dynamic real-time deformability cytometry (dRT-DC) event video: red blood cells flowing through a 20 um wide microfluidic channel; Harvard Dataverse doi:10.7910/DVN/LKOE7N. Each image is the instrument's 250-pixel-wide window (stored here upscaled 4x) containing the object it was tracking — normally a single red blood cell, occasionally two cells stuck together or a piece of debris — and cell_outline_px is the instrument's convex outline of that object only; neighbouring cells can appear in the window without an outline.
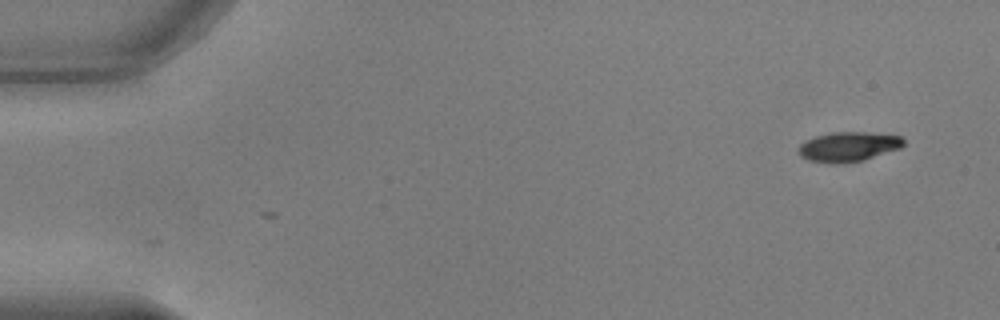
{"species": "common noctule bat (a hibernating species)", "species_latin": "Nyctalus noctula", "temperature_condition": "warm", "stored_images_in_passage": 2, "camera_frame_rate_fps": 3000, "um_per_image_px": 0.085, "animal": {"sex": "male", "body_mass_g": 17.9, "forearm_length_mm": 54.2}, "frame": {"image": 1, "passage_image": 1, "time_ms": 0.0, "image_size_px": [1000, 320], "cell_outline_px": [[904, 144], [900, 148], [864, 160], [840, 164], [828, 164], [808, 160], [800, 156], [800, 144], [804, 140], [816, 136], [832, 132], [868, 132], [900, 136], [904, 140]], "centroid_in_image_um": [72.1, 12.48], "position_along_channel_um": 12.9, "area_um2": 18.26}}